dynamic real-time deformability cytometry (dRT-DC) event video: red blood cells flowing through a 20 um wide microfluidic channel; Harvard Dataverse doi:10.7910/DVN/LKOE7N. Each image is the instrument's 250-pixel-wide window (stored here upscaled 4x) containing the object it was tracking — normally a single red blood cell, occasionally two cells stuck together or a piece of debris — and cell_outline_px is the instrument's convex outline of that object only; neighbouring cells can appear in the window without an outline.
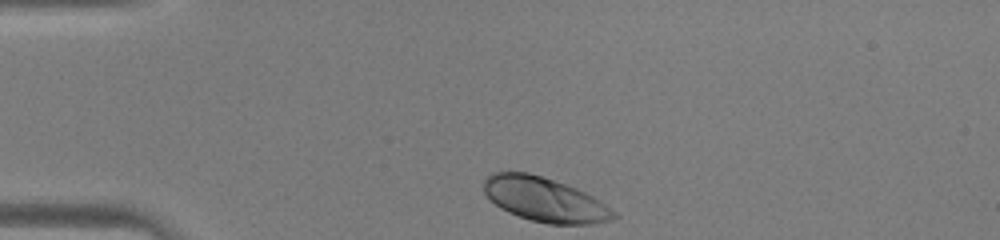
{"species": "human", "species_latin": "Homo sapiens", "temperature_condition": "warm", "stored_images_in_passage": 28, "camera_frame_rate_fps": 3000, "um_per_image_px": 0.085, "donor": {"sex": "male"}, "frame": {"image": 1, "passage_image": 1, "time_ms": 0.0, "image_size_px": [1000, 240], "cell_outline_px": [[620, 216], [612, 220], [592, 224], [548, 224], [532, 220], [508, 212], [500, 208], [484, 192], [484, 180], [492, 172], [528, 172], [576, 188], [592, 196], [616, 212]], "centroid_in_image_um": [46.32, 16.97], "position_along_channel_um": 38.7, "area_um2": 33.18}}
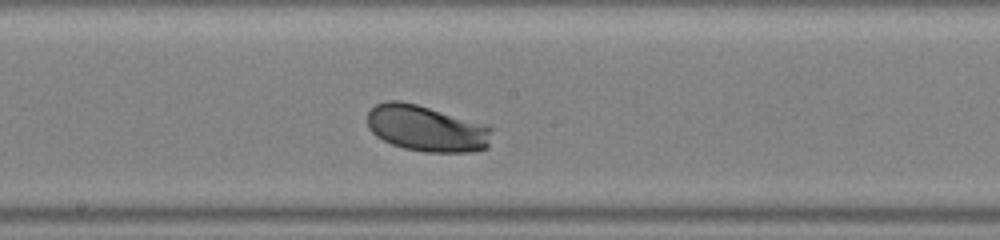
{"frame": {"image": 2, "passage_image": 15, "time_ms": 4.667, "image_size_px": [1000, 240], "cell_outline_px": [[492, 128], [488, 148], [472, 152], [424, 152], [404, 148], [392, 144], [376, 136], [368, 128], [368, 112], [376, 104], [388, 100], [400, 100], [416, 104], [488, 124]], "centroid_in_image_um": [36.27, 10.92], "position_along_channel_um": 211.9, "area_um2": 33.7}}
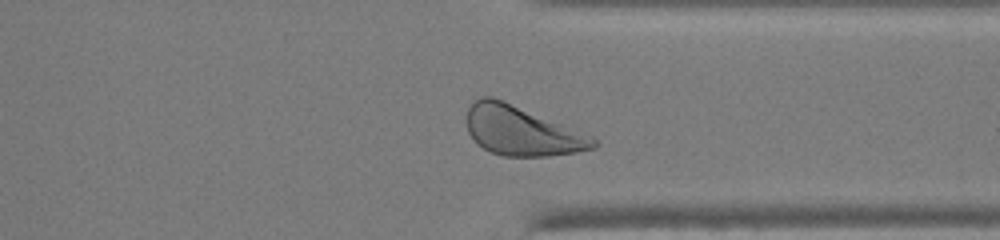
{"frame": {"image": 3, "passage_image": 25, "time_ms": 8.0, "image_size_px": [1000, 240], "cell_outline_px": [[600, 144], [596, 148], [576, 152], [548, 156], [504, 156], [492, 152], [476, 144], [468, 132], [468, 108], [476, 100], [484, 96], [492, 96], [504, 100], [592, 136], [600, 140]], "centroid_in_image_um": [44.38, 11.13], "position_along_channel_um": 367.0, "area_um2": 36.36}}